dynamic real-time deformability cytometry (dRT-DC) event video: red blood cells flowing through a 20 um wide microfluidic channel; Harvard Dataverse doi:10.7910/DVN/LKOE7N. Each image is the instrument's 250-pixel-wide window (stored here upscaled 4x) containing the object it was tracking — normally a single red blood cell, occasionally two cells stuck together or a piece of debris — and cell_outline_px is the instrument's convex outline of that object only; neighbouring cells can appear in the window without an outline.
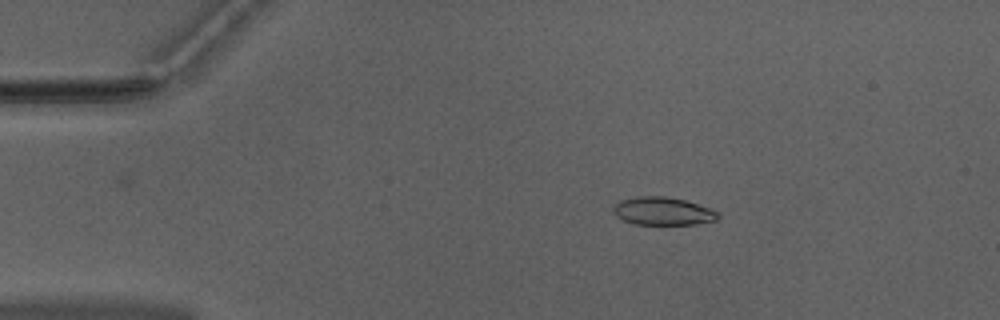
{"species": "Egyptian fruit bat (a non-hibernating species)", "species_latin": "Rousettus aegyptiacus", "temperature_condition": "warm", "stored_images_in_passage": 52, "camera_frame_rate_fps": 3000, "um_per_image_px": 0.085, "animal": {"sex": "male"}, "frame": {"image": 1, "passage_image": 9, "time_ms": 2.667, "image_size_px": [1000, 320], "cell_outline_px": [[720, 216], [716, 220], [696, 224], [632, 224], [616, 216], [612, 212], [612, 204], [620, 200], [640, 196], [664, 196], [684, 200], [712, 208]], "centroid_in_image_um": [56.3, 17.94], "position_along_channel_um": 28.7, "area_um2": 17.17}}
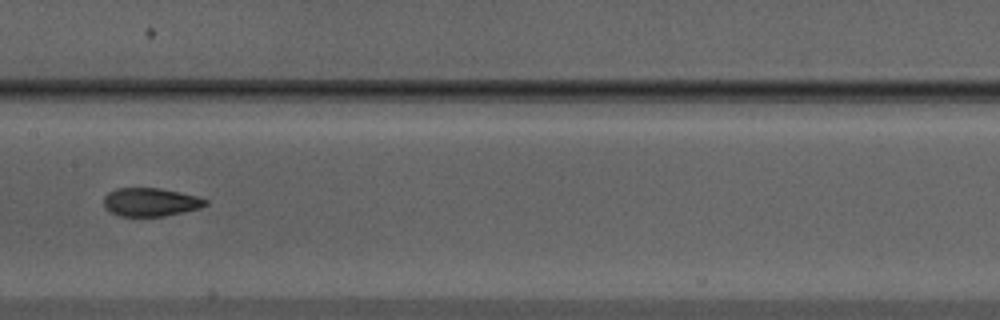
{"frame": {"image": 2, "passage_image": 26, "time_ms": 8.333, "image_size_px": [1000, 320], "cell_outline_px": [[208, 204], [200, 208], [184, 212], [160, 216], [120, 216], [108, 212], [104, 204], [104, 196], [108, 192], [116, 188], [160, 188], [180, 192], [196, 196], [208, 200]], "centroid_in_image_um": [12.78, 17.17], "position_along_channel_um": 194.6, "area_um2": 16.88}}
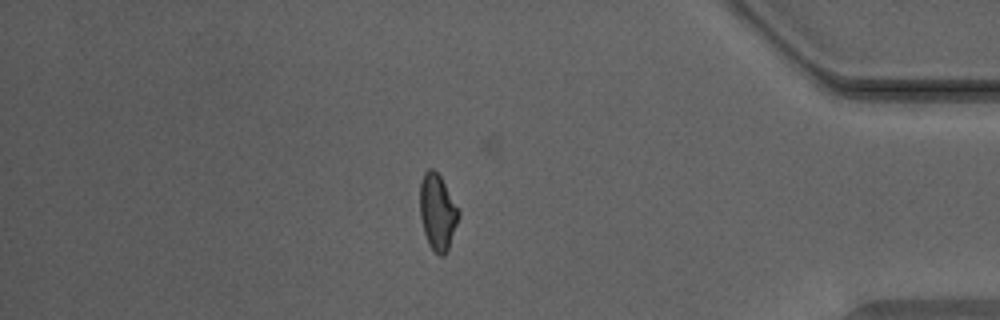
{"frame": {"image": 3, "passage_image": 44, "time_ms": 14.333, "image_size_px": [1000, 320], "cell_outline_px": [[460, 212], [448, 248], [444, 256], [440, 256], [428, 244], [424, 232], [420, 216], [420, 180], [424, 172], [428, 168], [432, 168], [440, 176]], "centroid_in_image_um": [37.16, 18.0], "position_along_channel_um": 398.0, "area_um2": 16.82}, "authors_computed_cell_mechanics": {"area_um2": 17.0799, "velocity_mm_per_s": 3.9892, "shape_relaxation_time_tau1_ms": 5.4933, "shape_relaxation_time_tau2_ms": 2.3312, "deformation_change_tau1": 0.1968, "deformation_change_tau2": 0.0995}}